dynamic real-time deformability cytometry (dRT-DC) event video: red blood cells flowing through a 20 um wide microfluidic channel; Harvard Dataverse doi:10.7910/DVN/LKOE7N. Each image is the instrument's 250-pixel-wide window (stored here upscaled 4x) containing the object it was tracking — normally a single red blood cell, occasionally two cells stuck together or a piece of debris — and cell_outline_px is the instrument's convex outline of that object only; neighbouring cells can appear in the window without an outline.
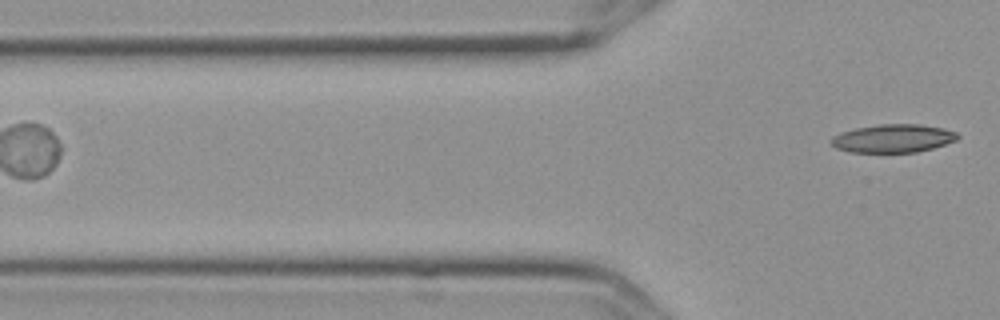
{"species": "Egyptian fruit bat (a non-hibernating species)", "species_latin": "Rousettus aegyptiacus", "temperature_condition": "cold", "stored_images_in_passage": 2, "camera_frame_rate_fps": 3000, "um_per_image_px": 0.085, "frame": {"image": 1, "passage_image": 2, "time_ms": 0.333, "image_size_px": [1000, 320], "cell_outline_px": [[960, 136], [956, 140], [932, 148], [916, 152], [848, 152], [836, 148], [828, 140], [832, 136], [840, 132], [856, 128], [880, 124], [920, 124], [940, 128], [956, 132]], "centroid_in_image_um": [75.86, 11.76], "position_along_channel_um": 49.9, "area_um2": 20.75}}